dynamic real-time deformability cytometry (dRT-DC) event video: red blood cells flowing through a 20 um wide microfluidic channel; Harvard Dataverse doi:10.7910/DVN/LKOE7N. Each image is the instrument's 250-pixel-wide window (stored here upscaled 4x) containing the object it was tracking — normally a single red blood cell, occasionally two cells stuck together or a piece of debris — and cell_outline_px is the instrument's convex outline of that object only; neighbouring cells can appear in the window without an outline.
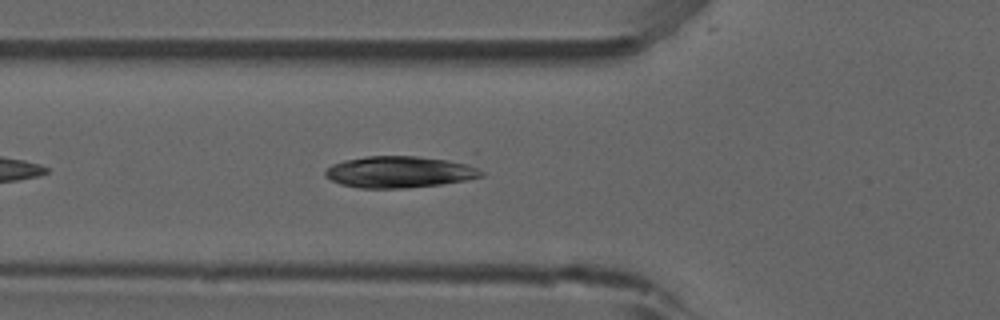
{"species": "common noctule bat (a hibernating species)", "species_latin": "Nyctalus noctula", "temperature_condition": "room temperature", "stored_images_in_passage": 36, "camera_frame_rate_fps": 3000, "um_per_image_px": 0.085, "animal": {"sex": "male", "forearm_length_mm": 52.5}, "frame": {"image": 1, "passage_image": 6, "time_ms": 1.667, "image_size_px": [1000, 320], "cell_outline_px": [[484, 176], [464, 180], [440, 184], [404, 188], [360, 188], [340, 184], [324, 176], [324, 172], [332, 164], [344, 160], [364, 156], [416, 156], [468, 160], [484, 172]], "centroid_in_image_um": [34.05, 14.59], "position_along_channel_um": 91.7, "area_um2": 29.36}, "authors_computed_cell_mechanics": {"area_um2": 27.3683, "velocity_mm_per_s": 3.8507, "shape_relaxation_time_tau1_ms": 9.9277, "shape_relaxation_time_tau2_ms": 4.0935, "deformation_change_tau1": 0.2335, "deformation_change_tau2": 0.0851}}